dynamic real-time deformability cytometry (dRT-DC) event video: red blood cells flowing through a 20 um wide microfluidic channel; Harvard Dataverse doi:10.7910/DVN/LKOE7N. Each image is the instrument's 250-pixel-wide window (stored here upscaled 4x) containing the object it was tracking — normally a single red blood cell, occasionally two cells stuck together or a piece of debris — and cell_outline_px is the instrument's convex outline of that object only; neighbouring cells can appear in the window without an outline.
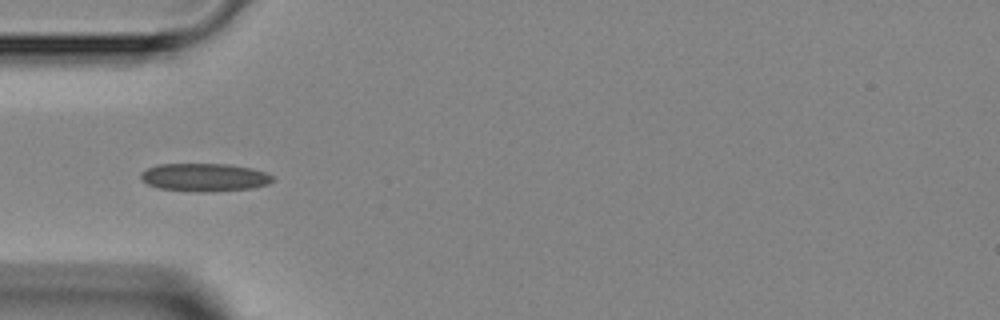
{"species": "Egyptian fruit bat (a non-hibernating species)", "species_latin": "Rousettus aegyptiacus", "temperature_condition": "room temperature", "stored_images_in_passage": 2, "camera_frame_rate_fps": 3000, "um_per_image_px": 0.085, "animal": {"sex": "female"}, "frame": {"image": 1, "passage_image": 1, "time_ms": 0.0, "image_size_px": [1000, 320], "cell_outline_px": [[272, 180], [268, 184], [252, 188], [204, 192], [196, 192], [160, 188], [148, 184], [140, 176], [140, 172], [156, 164], [228, 164], [252, 168], [264, 172], [272, 176]], "centroid_in_image_um": [17.36, 15.07], "position_along_channel_um": 67.6, "area_um2": 21.39}}
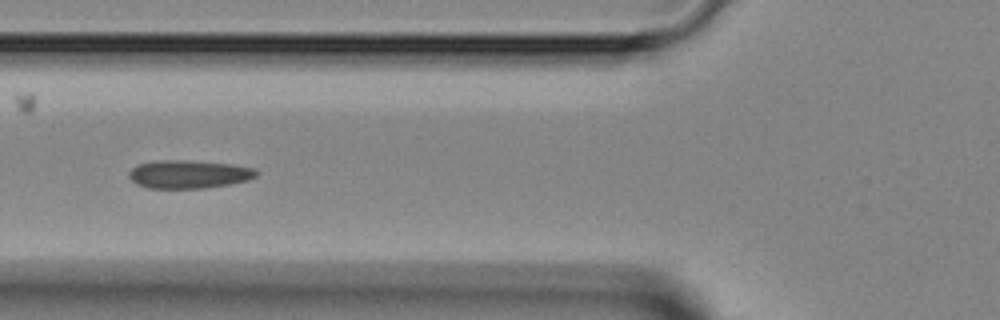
{"frame": {"image": 2, "passage_image": 2, "time_ms": 1.0, "image_size_px": [1000, 320], "cell_outline_px": [[260, 172], [256, 176], [248, 180], [232, 184], [204, 188], [148, 188], [136, 184], [128, 176], [128, 172], [136, 164], [160, 160], [184, 160], [232, 164], [256, 168]], "centroid_in_image_um": [16.06, 14.81], "position_along_channel_um": 109.7, "area_um2": 21.15}}